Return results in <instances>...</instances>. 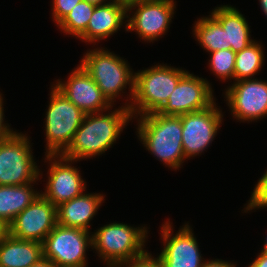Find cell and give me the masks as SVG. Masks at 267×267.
I'll list each match as a JSON object with an SVG mask.
<instances>
[{
  "label": "cell",
  "instance_id": "22",
  "mask_svg": "<svg viewBox=\"0 0 267 267\" xmlns=\"http://www.w3.org/2000/svg\"><path fill=\"white\" fill-rule=\"evenodd\" d=\"M193 29V37L208 53L227 49L226 31L211 14L197 18Z\"/></svg>",
  "mask_w": 267,
  "mask_h": 267
},
{
  "label": "cell",
  "instance_id": "26",
  "mask_svg": "<svg viewBox=\"0 0 267 267\" xmlns=\"http://www.w3.org/2000/svg\"><path fill=\"white\" fill-rule=\"evenodd\" d=\"M245 206L243 209L245 213L267 207V170L255 184L251 197Z\"/></svg>",
  "mask_w": 267,
  "mask_h": 267
},
{
  "label": "cell",
  "instance_id": "16",
  "mask_svg": "<svg viewBox=\"0 0 267 267\" xmlns=\"http://www.w3.org/2000/svg\"><path fill=\"white\" fill-rule=\"evenodd\" d=\"M66 80L58 79L53 85L85 114L102 112L114 107L80 64L69 73Z\"/></svg>",
  "mask_w": 267,
  "mask_h": 267
},
{
  "label": "cell",
  "instance_id": "29",
  "mask_svg": "<svg viewBox=\"0 0 267 267\" xmlns=\"http://www.w3.org/2000/svg\"><path fill=\"white\" fill-rule=\"evenodd\" d=\"M4 94L0 92V140L8 138L11 136L15 131L11 128L7 121H5L4 115V98L2 97ZM7 122V123H6Z\"/></svg>",
  "mask_w": 267,
  "mask_h": 267
},
{
  "label": "cell",
  "instance_id": "32",
  "mask_svg": "<svg viewBox=\"0 0 267 267\" xmlns=\"http://www.w3.org/2000/svg\"><path fill=\"white\" fill-rule=\"evenodd\" d=\"M9 234L8 225L0 219V243L5 239V237Z\"/></svg>",
  "mask_w": 267,
  "mask_h": 267
},
{
  "label": "cell",
  "instance_id": "18",
  "mask_svg": "<svg viewBox=\"0 0 267 267\" xmlns=\"http://www.w3.org/2000/svg\"><path fill=\"white\" fill-rule=\"evenodd\" d=\"M104 194L83 193L56 207L57 224L64 227L80 228L91 231L90 222L104 203Z\"/></svg>",
  "mask_w": 267,
  "mask_h": 267
},
{
  "label": "cell",
  "instance_id": "34",
  "mask_svg": "<svg viewBox=\"0 0 267 267\" xmlns=\"http://www.w3.org/2000/svg\"><path fill=\"white\" fill-rule=\"evenodd\" d=\"M84 1H87L90 4L97 6V5L106 4V3L111 2L113 0H84Z\"/></svg>",
  "mask_w": 267,
  "mask_h": 267
},
{
  "label": "cell",
  "instance_id": "37",
  "mask_svg": "<svg viewBox=\"0 0 267 267\" xmlns=\"http://www.w3.org/2000/svg\"><path fill=\"white\" fill-rule=\"evenodd\" d=\"M261 252L267 255V236L265 238V242L263 244V248H262Z\"/></svg>",
  "mask_w": 267,
  "mask_h": 267
},
{
  "label": "cell",
  "instance_id": "14",
  "mask_svg": "<svg viewBox=\"0 0 267 267\" xmlns=\"http://www.w3.org/2000/svg\"><path fill=\"white\" fill-rule=\"evenodd\" d=\"M206 79L188 71L179 80L159 113L180 116L211 106L216 98L213 94L212 84Z\"/></svg>",
  "mask_w": 267,
  "mask_h": 267
},
{
  "label": "cell",
  "instance_id": "7",
  "mask_svg": "<svg viewBox=\"0 0 267 267\" xmlns=\"http://www.w3.org/2000/svg\"><path fill=\"white\" fill-rule=\"evenodd\" d=\"M30 142V136L16 130L0 140V186L34 183L40 177Z\"/></svg>",
  "mask_w": 267,
  "mask_h": 267
},
{
  "label": "cell",
  "instance_id": "19",
  "mask_svg": "<svg viewBox=\"0 0 267 267\" xmlns=\"http://www.w3.org/2000/svg\"><path fill=\"white\" fill-rule=\"evenodd\" d=\"M226 31L227 49L235 53L241 52L255 39L250 35V25L244 15L232 5H220L210 13Z\"/></svg>",
  "mask_w": 267,
  "mask_h": 267
},
{
  "label": "cell",
  "instance_id": "35",
  "mask_svg": "<svg viewBox=\"0 0 267 267\" xmlns=\"http://www.w3.org/2000/svg\"><path fill=\"white\" fill-rule=\"evenodd\" d=\"M259 5L265 17L267 18V0H259Z\"/></svg>",
  "mask_w": 267,
  "mask_h": 267
},
{
  "label": "cell",
  "instance_id": "8",
  "mask_svg": "<svg viewBox=\"0 0 267 267\" xmlns=\"http://www.w3.org/2000/svg\"><path fill=\"white\" fill-rule=\"evenodd\" d=\"M42 244L43 258L55 267H87L86 251L92 249V233L57 224Z\"/></svg>",
  "mask_w": 267,
  "mask_h": 267
},
{
  "label": "cell",
  "instance_id": "21",
  "mask_svg": "<svg viewBox=\"0 0 267 267\" xmlns=\"http://www.w3.org/2000/svg\"><path fill=\"white\" fill-rule=\"evenodd\" d=\"M42 176L40 169V177L34 183L0 186V219L7 225L38 197L40 192L33 186L43 178Z\"/></svg>",
  "mask_w": 267,
  "mask_h": 267
},
{
  "label": "cell",
  "instance_id": "25",
  "mask_svg": "<svg viewBox=\"0 0 267 267\" xmlns=\"http://www.w3.org/2000/svg\"><path fill=\"white\" fill-rule=\"evenodd\" d=\"M209 70L224 82L234 81L236 53L232 49L217 50L209 53ZM228 80V81H226Z\"/></svg>",
  "mask_w": 267,
  "mask_h": 267
},
{
  "label": "cell",
  "instance_id": "9",
  "mask_svg": "<svg viewBox=\"0 0 267 267\" xmlns=\"http://www.w3.org/2000/svg\"><path fill=\"white\" fill-rule=\"evenodd\" d=\"M176 6L174 0H140L128 5L126 32L135 31L147 43L160 40L170 28Z\"/></svg>",
  "mask_w": 267,
  "mask_h": 267
},
{
  "label": "cell",
  "instance_id": "17",
  "mask_svg": "<svg viewBox=\"0 0 267 267\" xmlns=\"http://www.w3.org/2000/svg\"><path fill=\"white\" fill-rule=\"evenodd\" d=\"M127 6L115 1L94 8L85 33L79 38L93 44L109 38L124 26L127 31Z\"/></svg>",
  "mask_w": 267,
  "mask_h": 267
},
{
  "label": "cell",
  "instance_id": "10",
  "mask_svg": "<svg viewBox=\"0 0 267 267\" xmlns=\"http://www.w3.org/2000/svg\"><path fill=\"white\" fill-rule=\"evenodd\" d=\"M222 110L216 101L209 107L180 115L182 123V146L185 159L199 156L206 151L221 129Z\"/></svg>",
  "mask_w": 267,
  "mask_h": 267
},
{
  "label": "cell",
  "instance_id": "13",
  "mask_svg": "<svg viewBox=\"0 0 267 267\" xmlns=\"http://www.w3.org/2000/svg\"><path fill=\"white\" fill-rule=\"evenodd\" d=\"M164 221L161 229V240L163 248L158 255L162 267H202L205 259L194 235L190 223H184L176 234H173V224Z\"/></svg>",
  "mask_w": 267,
  "mask_h": 267
},
{
  "label": "cell",
  "instance_id": "11",
  "mask_svg": "<svg viewBox=\"0 0 267 267\" xmlns=\"http://www.w3.org/2000/svg\"><path fill=\"white\" fill-rule=\"evenodd\" d=\"M229 112L238 122H257L267 117V80L235 81L224 91Z\"/></svg>",
  "mask_w": 267,
  "mask_h": 267
},
{
  "label": "cell",
  "instance_id": "6",
  "mask_svg": "<svg viewBox=\"0 0 267 267\" xmlns=\"http://www.w3.org/2000/svg\"><path fill=\"white\" fill-rule=\"evenodd\" d=\"M52 87V88H51ZM45 113V155H62L70 146L85 113L69 101L53 84Z\"/></svg>",
  "mask_w": 267,
  "mask_h": 267
},
{
  "label": "cell",
  "instance_id": "4",
  "mask_svg": "<svg viewBox=\"0 0 267 267\" xmlns=\"http://www.w3.org/2000/svg\"><path fill=\"white\" fill-rule=\"evenodd\" d=\"M188 71L166 63L135 72L134 96L129 107L132 117L159 112L179 80Z\"/></svg>",
  "mask_w": 267,
  "mask_h": 267
},
{
  "label": "cell",
  "instance_id": "31",
  "mask_svg": "<svg viewBox=\"0 0 267 267\" xmlns=\"http://www.w3.org/2000/svg\"><path fill=\"white\" fill-rule=\"evenodd\" d=\"M248 267H267V255L260 251Z\"/></svg>",
  "mask_w": 267,
  "mask_h": 267
},
{
  "label": "cell",
  "instance_id": "23",
  "mask_svg": "<svg viewBox=\"0 0 267 267\" xmlns=\"http://www.w3.org/2000/svg\"><path fill=\"white\" fill-rule=\"evenodd\" d=\"M260 41H253L241 52L236 53L234 67V82L246 79H253L262 71L264 66V51Z\"/></svg>",
  "mask_w": 267,
  "mask_h": 267
},
{
  "label": "cell",
  "instance_id": "1",
  "mask_svg": "<svg viewBox=\"0 0 267 267\" xmlns=\"http://www.w3.org/2000/svg\"><path fill=\"white\" fill-rule=\"evenodd\" d=\"M132 120L130 109L123 105L113 110L111 107L106 111L85 114L70 146L62 155L79 162L99 157L116 143Z\"/></svg>",
  "mask_w": 267,
  "mask_h": 267
},
{
  "label": "cell",
  "instance_id": "2",
  "mask_svg": "<svg viewBox=\"0 0 267 267\" xmlns=\"http://www.w3.org/2000/svg\"><path fill=\"white\" fill-rule=\"evenodd\" d=\"M138 117L133 118L137 119L136 135L146 150L166 167L179 170L187 161L182 146L180 116L155 112Z\"/></svg>",
  "mask_w": 267,
  "mask_h": 267
},
{
  "label": "cell",
  "instance_id": "27",
  "mask_svg": "<svg viewBox=\"0 0 267 267\" xmlns=\"http://www.w3.org/2000/svg\"><path fill=\"white\" fill-rule=\"evenodd\" d=\"M82 0H52L51 15L55 26Z\"/></svg>",
  "mask_w": 267,
  "mask_h": 267
},
{
  "label": "cell",
  "instance_id": "15",
  "mask_svg": "<svg viewBox=\"0 0 267 267\" xmlns=\"http://www.w3.org/2000/svg\"><path fill=\"white\" fill-rule=\"evenodd\" d=\"M56 225V206L40 193L8 227L12 237L43 243Z\"/></svg>",
  "mask_w": 267,
  "mask_h": 267
},
{
  "label": "cell",
  "instance_id": "24",
  "mask_svg": "<svg viewBox=\"0 0 267 267\" xmlns=\"http://www.w3.org/2000/svg\"><path fill=\"white\" fill-rule=\"evenodd\" d=\"M95 5L82 0L56 26L62 33L80 38L86 31Z\"/></svg>",
  "mask_w": 267,
  "mask_h": 267
},
{
  "label": "cell",
  "instance_id": "12",
  "mask_svg": "<svg viewBox=\"0 0 267 267\" xmlns=\"http://www.w3.org/2000/svg\"><path fill=\"white\" fill-rule=\"evenodd\" d=\"M44 162L48 171L46 175V187L41 194L54 206L67 202L83 194L86 189V181L82 178L80 170L73 166L76 160L63 155H45Z\"/></svg>",
  "mask_w": 267,
  "mask_h": 267
},
{
  "label": "cell",
  "instance_id": "28",
  "mask_svg": "<svg viewBox=\"0 0 267 267\" xmlns=\"http://www.w3.org/2000/svg\"><path fill=\"white\" fill-rule=\"evenodd\" d=\"M117 267H162V262L158 255L154 258V255L152 256V254L146 250L143 254L130 261L123 262Z\"/></svg>",
  "mask_w": 267,
  "mask_h": 267
},
{
  "label": "cell",
  "instance_id": "20",
  "mask_svg": "<svg viewBox=\"0 0 267 267\" xmlns=\"http://www.w3.org/2000/svg\"><path fill=\"white\" fill-rule=\"evenodd\" d=\"M43 258V244L8 234L0 243V267H30Z\"/></svg>",
  "mask_w": 267,
  "mask_h": 267
},
{
  "label": "cell",
  "instance_id": "3",
  "mask_svg": "<svg viewBox=\"0 0 267 267\" xmlns=\"http://www.w3.org/2000/svg\"><path fill=\"white\" fill-rule=\"evenodd\" d=\"M80 65L114 106L116 105L114 104L116 99H120L128 86L129 95H126L127 99L123 105L130 107L134 96L135 72L130 67L128 60L110 52L107 48L98 47L87 50L80 61Z\"/></svg>",
  "mask_w": 267,
  "mask_h": 267
},
{
  "label": "cell",
  "instance_id": "36",
  "mask_svg": "<svg viewBox=\"0 0 267 267\" xmlns=\"http://www.w3.org/2000/svg\"><path fill=\"white\" fill-rule=\"evenodd\" d=\"M113 1L128 6V5L132 4V3L138 2V1H140V0H113Z\"/></svg>",
  "mask_w": 267,
  "mask_h": 267
},
{
  "label": "cell",
  "instance_id": "30",
  "mask_svg": "<svg viewBox=\"0 0 267 267\" xmlns=\"http://www.w3.org/2000/svg\"><path fill=\"white\" fill-rule=\"evenodd\" d=\"M202 267H237L236 262L233 263L232 261H225L223 259H207L203 263Z\"/></svg>",
  "mask_w": 267,
  "mask_h": 267
},
{
  "label": "cell",
  "instance_id": "5",
  "mask_svg": "<svg viewBox=\"0 0 267 267\" xmlns=\"http://www.w3.org/2000/svg\"><path fill=\"white\" fill-rule=\"evenodd\" d=\"M148 227H134L130 224L112 222L92 234V250L107 267H117L143 254L148 240ZM147 239V240H146Z\"/></svg>",
  "mask_w": 267,
  "mask_h": 267
},
{
  "label": "cell",
  "instance_id": "33",
  "mask_svg": "<svg viewBox=\"0 0 267 267\" xmlns=\"http://www.w3.org/2000/svg\"><path fill=\"white\" fill-rule=\"evenodd\" d=\"M30 267H55V266L50 260L42 258L38 263L33 264Z\"/></svg>",
  "mask_w": 267,
  "mask_h": 267
}]
</instances>
